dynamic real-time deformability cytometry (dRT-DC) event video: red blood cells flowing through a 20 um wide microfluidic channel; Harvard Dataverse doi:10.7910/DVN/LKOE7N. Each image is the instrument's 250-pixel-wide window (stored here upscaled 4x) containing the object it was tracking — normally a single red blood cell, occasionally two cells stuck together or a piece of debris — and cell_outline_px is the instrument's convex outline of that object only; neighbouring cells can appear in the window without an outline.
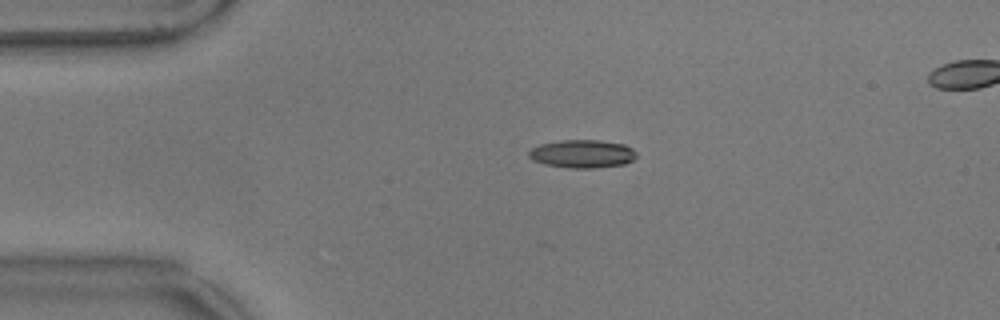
{"species": "common noctule bat (a hibernating species)", "species_latin": "Nyctalus noctula", "temperature_condition": "warm", "stored_images_in_passage": 47, "camera_frame_rate_fps": 3000, "um_per_image_px": 0.085, "animal": {"sex": "male", "body_mass_g": 17.9}, "frame": {"image": 1, "passage_image": 2, "time_ms": 0.333, "image_size_px": [1000, 320], "cell_outline_px": [[636, 156], [632, 160], [624, 164], [592, 168], [572, 168], [544, 164], [532, 160], [528, 156], [528, 152], [532, 148], [540, 144], [560, 140], [600, 140], [624, 144], [632, 148], [636, 152]], "centroid_in_image_um": [49.48, 13.07], "position_along_channel_um": 35.5, "area_um2": 17.63}}
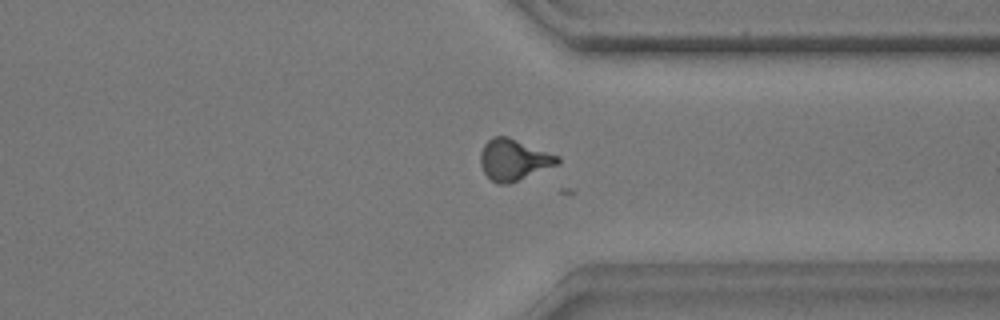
{"frame": {"image": 2, "passage_image": 33, "time_ms": 10.667, "image_size_px": [1000, 320], "cell_outline_px": [[560, 160], [556, 164], [508, 184], [500, 184], [492, 180], [484, 172], [480, 164], [480, 152], [484, 144], [492, 136], [508, 136], [560, 156]], "centroid_in_image_um": [43.63, 13.55], "position_along_channel_um": 367.8, "area_um2": 18.26}}
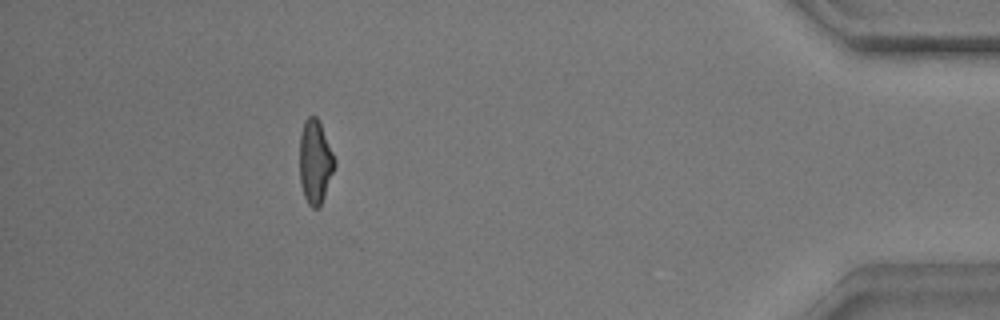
{"frame": {"image": 3, "passage_image": 41, "time_ms": 13.333, "image_size_px": [1000, 320], "cell_outline_px": [[336, 164], [320, 208], [312, 208], [308, 204], [304, 196], [300, 184], [300, 132], [304, 120], [308, 116], [316, 116], [320, 120], [336, 160]], "centroid_in_image_um": [26.79, 13.73], "position_along_channel_um": 408.4, "area_um2": 17.4}}